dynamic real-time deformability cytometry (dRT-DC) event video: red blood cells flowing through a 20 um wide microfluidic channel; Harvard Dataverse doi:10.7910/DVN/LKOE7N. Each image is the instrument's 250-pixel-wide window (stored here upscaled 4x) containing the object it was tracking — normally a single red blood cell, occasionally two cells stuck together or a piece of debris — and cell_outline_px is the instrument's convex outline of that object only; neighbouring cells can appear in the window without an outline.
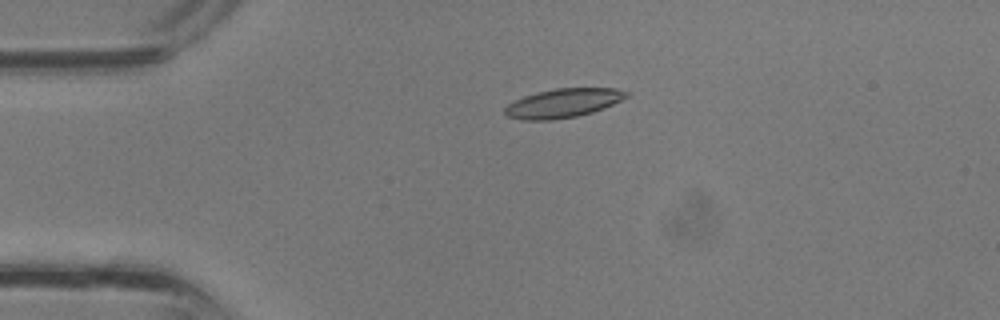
{"species": "common noctule bat (a hibernating species)", "species_latin": "Nyctalus noctula", "temperature_condition": "room temperature", "stored_images_in_passage": 32, "camera_frame_rate_fps": 3000, "um_per_image_px": 0.085, "animal": {"sex": "male", "body_mass_g": 13.3}, "frame": {"image": 1, "passage_image": 4, "time_ms": 1.0, "image_size_px": [1000, 320], "cell_outline_px": [[628, 96], [604, 108], [592, 112], [576, 116], [552, 120], [524, 120], [508, 116], [504, 112], [504, 108], [508, 104], [524, 96], [536, 92], [556, 88], [616, 88], [628, 92]], "centroid_in_image_um": [47.85, 8.76], "position_along_channel_um": 37.1, "area_um2": 20.35}}
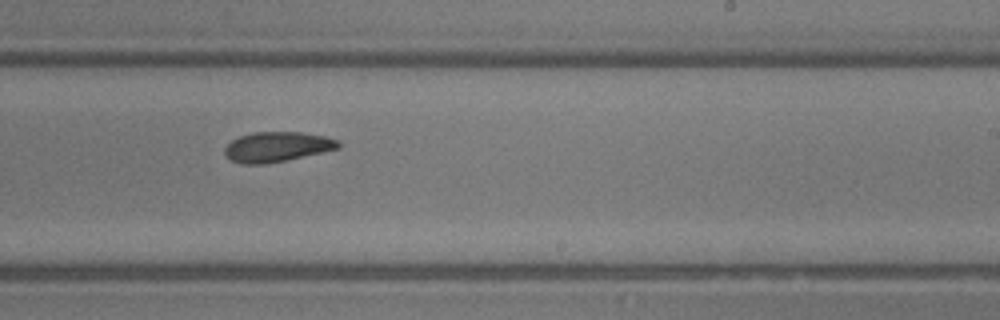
{"frame": {"image": 2, "passage_image": 18, "time_ms": 5.667, "image_size_px": [1000, 320], "cell_outline_px": [[340, 148], [284, 160], [264, 164], [240, 164], [228, 160], [224, 152], [224, 148], [232, 140], [240, 136], [252, 132], [300, 132], [324, 136], [336, 140], [340, 144]], "centroid_in_image_um": [23.48, 12.48], "position_along_channel_um": 265.5, "area_um2": 19.71}}
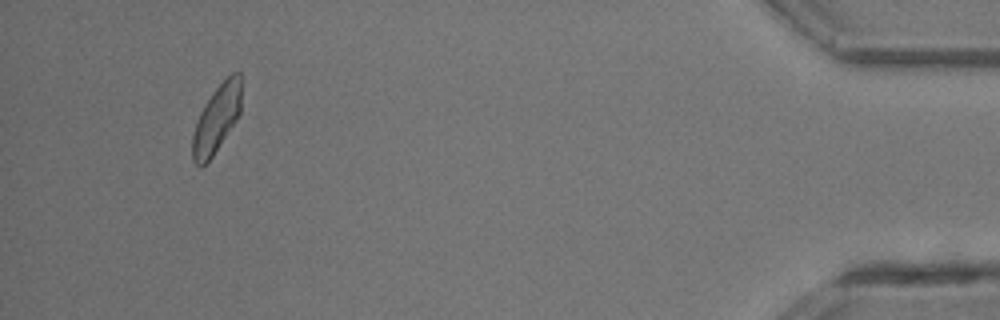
{"frame": {"image": 3, "passage_image": 30, "time_ms": 9.667, "image_size_px": [1000, 320], "cell_outline_px": [[240, 112], [236, 120], [212, 156], [200, 168], [192, 160], [192, 136], [200, 112], [204, 104], [212, 92], [232, 72], [240, 72]], "centroid_in_image_um": [18.39, 10.11], "position_along_channel_um": 416.8, "area_um2": 18.84}}